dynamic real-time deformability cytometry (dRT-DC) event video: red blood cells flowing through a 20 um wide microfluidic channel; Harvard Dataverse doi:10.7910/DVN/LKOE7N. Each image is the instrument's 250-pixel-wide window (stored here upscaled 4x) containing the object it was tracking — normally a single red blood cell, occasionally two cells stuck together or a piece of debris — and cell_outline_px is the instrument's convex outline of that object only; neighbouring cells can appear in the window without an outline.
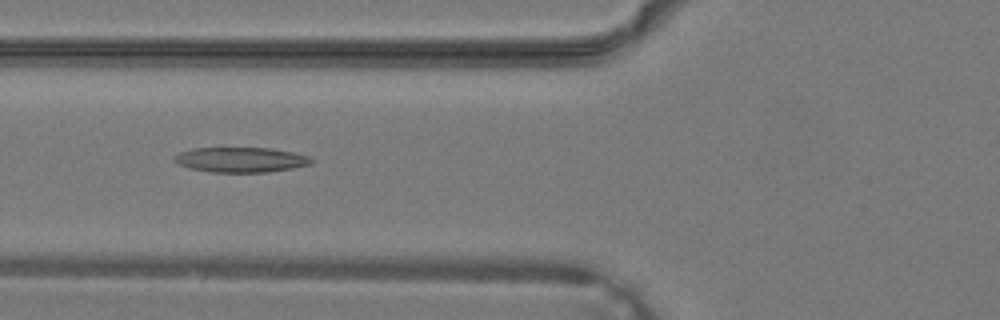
{"species": "common noctule bat (a hibernating species)", "species_latin": "Nyctalus noctula", "temperature_condition": "warm", "stored_images_in_passage": 34, "camera_frame_rate_fps": 3000, "um_per_image_px": 0.085, "animal": {"sex": "male", "body_mass_g": 19.2, "forearm_length_mm": 51.8}, "frame": {"image": 1, "passage_image": 11, "time_ms": 3.333, "image_size_px": [1000, 320], "cell_outline_px": [[316, 160], [312, 164], [292, 168], [268, 172], [212, 172], [188, 168], [172, 160], [172, 156], [180, 152], [192, 148], [268, 148], [292, 152], [308, 156]], "centroid_in_image_um": [20.46, 13.58], "position_along_channel_um": 105.3, "area_um2": 20.06}}
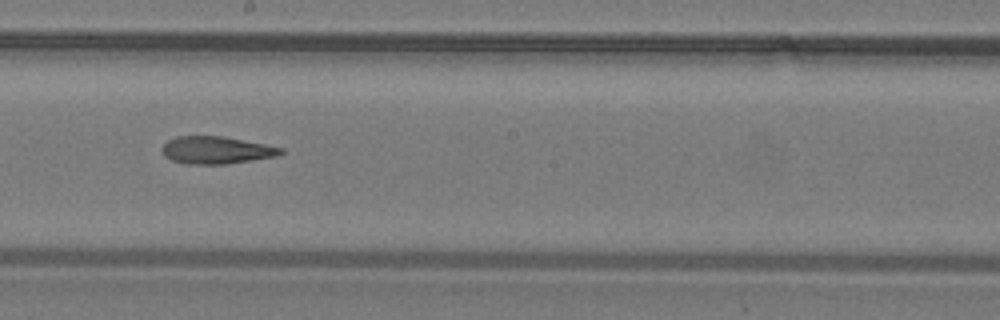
{"frame": {"image": 2, "passage_image": 18, "time_ms": 5.667, "image_size_px": [1000, 320], "cell_outline_px": [[284, 152], [276, 156], [228, 164], [184, 164], [172, 160], [164, 156], [160, 152], [160, 148], [168, 140], [176, 136], [220, 136], [264, 144], [284, 148]], "centroid_in_image_um": [18.33, 12.77], "position_along_channel_um": 229.9, "area_um2": 19.02}}
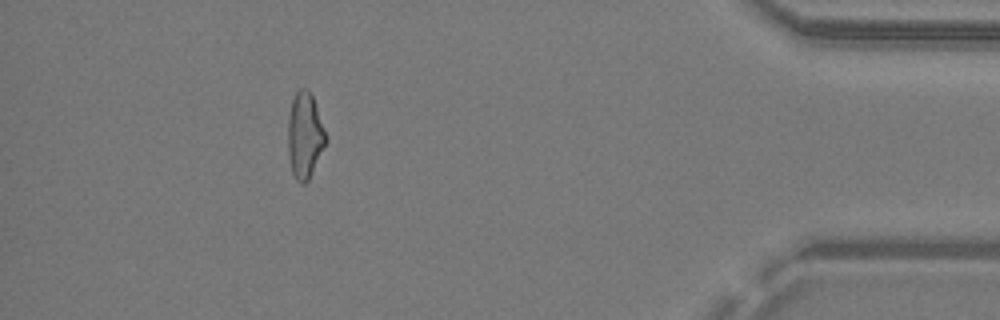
{"frame": {"image": 3, "passage_image": 31, "time_ms": 10.0, "image_size_px": [1000, 320], "cell_outline_px": [[328, 140], [308, 180], [304, 184], [300, 184], [296, 180], [292, 172], [288, 156], [288, 116], [292, 100], [296, 92], [300, 88], [308, 88], [312, 96], [328, 136]], "centroid_in_image_um": [25.91, 11.51], "position_along_channel_um": 409.3, "area_um2": 19.13}}